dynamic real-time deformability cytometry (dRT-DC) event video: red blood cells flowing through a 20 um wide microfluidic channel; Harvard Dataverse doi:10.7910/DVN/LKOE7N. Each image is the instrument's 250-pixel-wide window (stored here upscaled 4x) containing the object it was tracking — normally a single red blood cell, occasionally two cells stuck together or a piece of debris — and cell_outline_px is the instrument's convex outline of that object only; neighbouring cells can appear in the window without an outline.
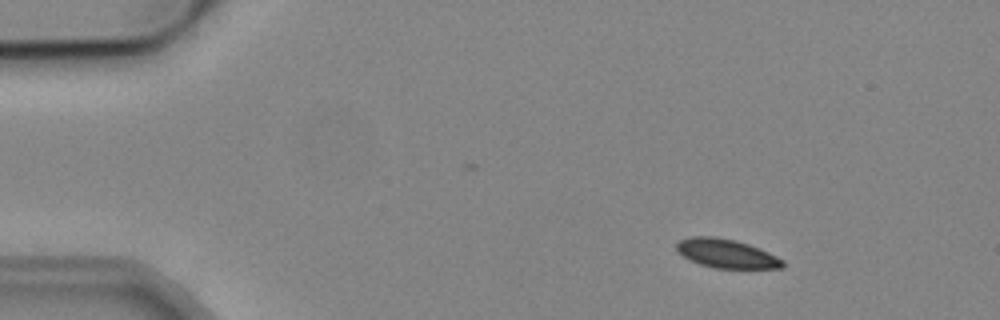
{"species": "common noctule bat (a hibernating species)", "species_latin": "Nyctalus noctula", "temperature_condition": "cold", "stored_images_in_passage": 7, "camera_frame_rate_fps": 3000, "um_per_image_px": 0.085, "animal": {"sex": "male", "body_mass_g": 19.2, "forearm_length_mm": 51.8}, "frame": {"image": 1, "passage_image": 3, "time_ms": 2.333, "image_size_px": [1000, 320], "cell_outline_px": [[784, 268], [716, 268], [700, 264], [676, 252], [676, 244], [680, 240], [688, 236], [716, 236], [736, 240], [760, 248], [784, 260]], "centroid_in_image_um": [61.74, 21.53], "position_along_channel_um": 23.3, "area_um2": 17.92}}